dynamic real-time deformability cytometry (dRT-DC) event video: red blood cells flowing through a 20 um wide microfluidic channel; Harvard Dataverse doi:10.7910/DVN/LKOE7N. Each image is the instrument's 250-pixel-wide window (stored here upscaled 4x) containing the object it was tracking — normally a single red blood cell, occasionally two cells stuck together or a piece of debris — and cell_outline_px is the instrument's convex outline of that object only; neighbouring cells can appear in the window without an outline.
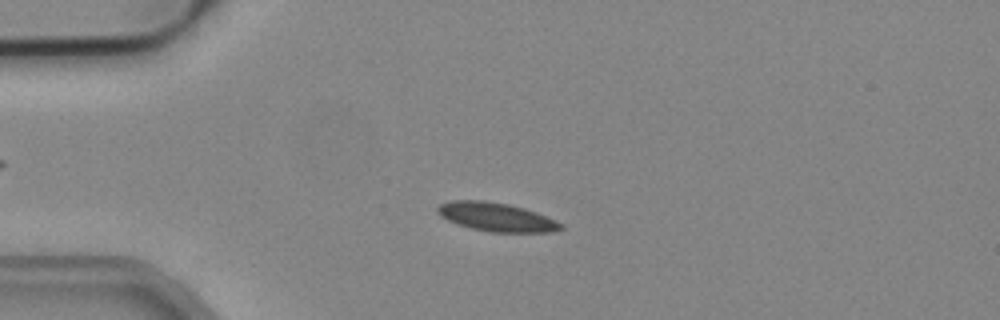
{"species": "common noctule bat (a hibernating species)", "species_latin": "Nyctalus noctula", "temperature_condition": "cold", "stored_images_in_passage": 52, "camera_frame_rate_fps": 3000, "um_per_image_px": 0.085, "animal": {"sex": "male", "body_mass_g": 19.2, "forearm_length_mm": 51.8}, "frame": {"image": 1, "passage_image": 13, "time_ms": 4.0, "image_size_px": [1000, 320], "cell_outline_px": [[564, 228], [552, 232], [492, 232], [472, 228], [456, 224], [440, 216], [436, 212], [436, 208], [440, 204], [452, 200], [484, 200], [508, 204], [524, 208], [536, 212], [556, 220], [564, 224]], "centroid_in_image_um": [42.19, 18.44], "position_along_channel_um": 42.8, "area_um2": 20.69}}
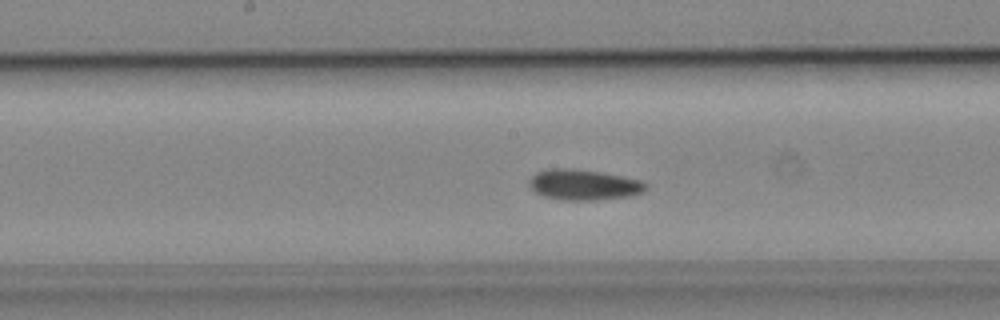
{"frame": {"image": 2, "passage_image": 27, "time_ms": 8.667, "image_size_px": [1000, 320], "cell_outline_px": [[648, 188], [640, 192], [628, 196], [596, 200], [568, 200], [544, 196], [536, 192], [528, 184], [528, 180], [536, 172], [552, 168], [572, 168], [600, 172], [640, 180], [648, 184]], "centroid_in_image_um": [49.6, 15.69], "position_along_channel_um": 198.6, "area_um2": 20.58}}
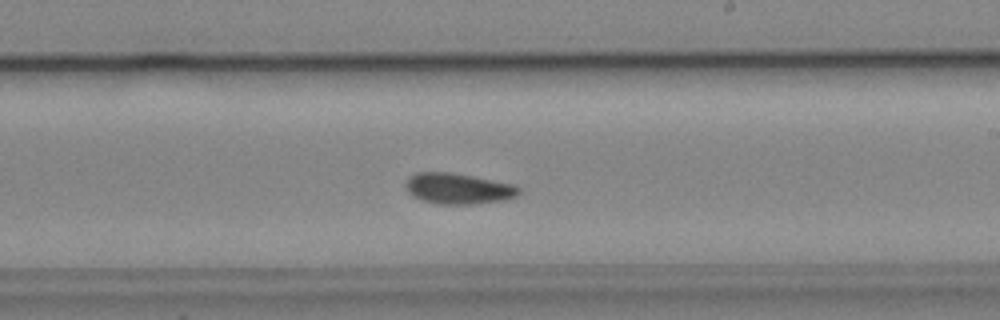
{"frame": {"image": 3, "passage_image": 31, "time_ms": 10.0, "image_size_px": [1000, 320], "cell_outline_px": [[520, 192], [516, 196], [504, 200], [472, 204], [440, 204], [424, 200], [412, 196], [408, 192], [404, 184], [408, 176], [416, 172], [452, 172], [512, 184], [520, 188]], "centroid_in_image_um": [38.9, 16.02], "position_along_channel_um": 250.1, "area_um2": 20.29}, "authors_computed_cell_mechanics": {"area_um2": 19.3919, "velocity_mm_per_s": 3.8839, "shape_relaxation_time_tau1_ms": 11.2933, "shape_relaxation_time_tau2_ms": 5.0075, "deformation_change_tau1": 0.1563, "deformation_change_tau2": 0.0692}}